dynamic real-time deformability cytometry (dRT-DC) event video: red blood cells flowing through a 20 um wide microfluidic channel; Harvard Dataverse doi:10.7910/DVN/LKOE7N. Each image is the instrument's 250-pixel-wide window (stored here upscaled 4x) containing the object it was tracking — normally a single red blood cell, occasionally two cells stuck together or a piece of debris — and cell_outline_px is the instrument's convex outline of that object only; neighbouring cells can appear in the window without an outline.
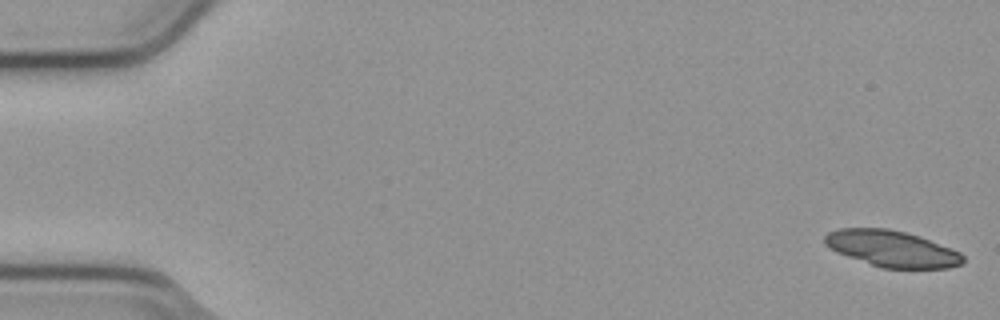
{"species": "common noctule bat (a hibernating species)", "species_latin": "Nyctalus noctula", "temperature_condition": "cold", "stored_images_in_passage": 53, "segment_of_instrument_passage": [1, 2], "camera_frame_rate_fps": 3000, "um_per_image_px": 0.085, "animal": {"sex": "male", "body_mass_g": 23.1, "forearm_length_mm": 52.7}, "frame": {"image": 1, "passage_image": 1, "time_ms": 0.0, "image_size_px": [1000, 320], "cell_outline_px": [[964, 264], [948, 268], [880, 268], [836, 252], [824, 244], [824, 236], [828, 232], [840, 228], [888, 228], [920, 236], [952, 248], [960, 252], [964, 256]], "centroid_in_image_um": [75.82, 21.14], "position_along_channel_um": 9.2, "area_um2": 29.42}}